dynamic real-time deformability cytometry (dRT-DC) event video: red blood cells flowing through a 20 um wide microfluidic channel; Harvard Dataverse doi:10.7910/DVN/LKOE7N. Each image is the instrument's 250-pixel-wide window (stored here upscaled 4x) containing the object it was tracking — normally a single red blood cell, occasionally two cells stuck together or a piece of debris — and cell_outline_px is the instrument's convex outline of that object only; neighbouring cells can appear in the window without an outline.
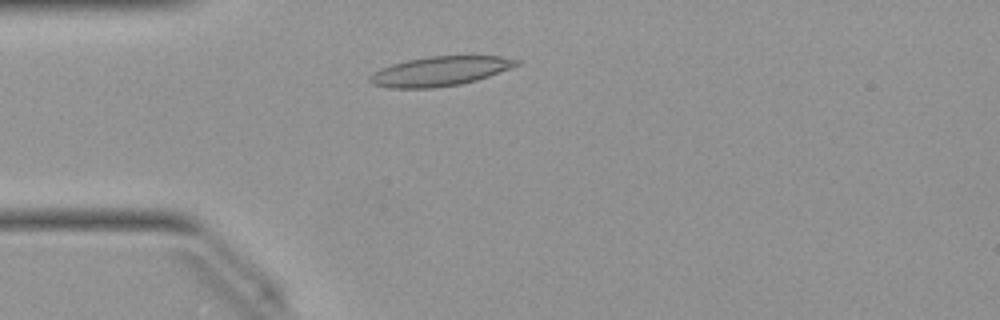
{"species": "Egyptian fruit bat (a non-hibernating species)", "species_latin": "Rousettus aegyptiacus", "temperature_condition": "warm", "stored_images_in_passage": 44, "camera_frame_rate_fps": 3000, "um_per_image_px": 0.085, "animal": {"sex": "female"}, "frame": {"image": 1, "passage_image": 7, "time_ms": 2.0, "image_size_px": [1000, 320], "cell_outline_px": [[520, 64], [488, 76], [476, 80], [460, 84], [436, 88], [388, 88], [372, 84], [368, 80], [368, 76], [372, 72], [380, 68], [392, 64], [408, 60], [428, 56], [500, 56], [520, 60]], "centroid_in_image_um": [37.34, 6.06], "position_along_channel_um": 47.7, "area_um2": 25.2}}
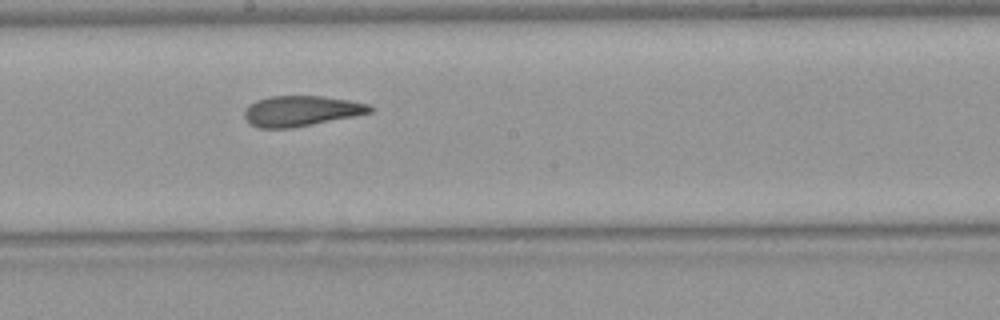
{"frame": {"image": 2, "passage_image": 21, "time_ms": 6.667, "image_size_px": [1000, 320], "cell_outline_px": [[372, 112], [292, 128], [260, 128], [248, 124], [244, 116], [244, 112], [248, 104], [256, 100], [268, 96], [324, 96], [348, 100], [368, 104], [372, 108]], "centroid_in_image_um": [25.52, 9.43], "position_along_channel_um": 222.7, "area_um2": 22.2}}
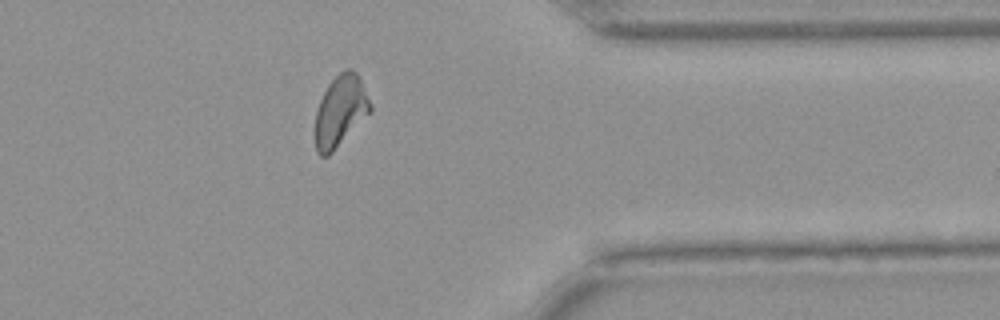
{"frame": {"image": 3, "passage_image": 34, "time_ms": 11.0, "image_size_px": [1000, 320], "cell_outline_px": [[372, 112], [328, 156], [320, 156], [316, 152], [316, 112], [320, 100], [328, 84], [344, 68], [352, 68], [356, 72], [372, 104]], "centroid_in_image_um": [28.95, 9.43], "position_along_channel_um": 382.4, "area_um2": 22.77}, "authors_computed_cell_mechanics": {"area_um2": 23.0622, "velocity_mm_per_s": 4.0274, "shape_relaxation_time_tau1_ms": null, "shape_relaxation_time_tau2_ms": 2.4244, "deformation_change_tau1": null, "deformation_change_tau2": 0.0994}}